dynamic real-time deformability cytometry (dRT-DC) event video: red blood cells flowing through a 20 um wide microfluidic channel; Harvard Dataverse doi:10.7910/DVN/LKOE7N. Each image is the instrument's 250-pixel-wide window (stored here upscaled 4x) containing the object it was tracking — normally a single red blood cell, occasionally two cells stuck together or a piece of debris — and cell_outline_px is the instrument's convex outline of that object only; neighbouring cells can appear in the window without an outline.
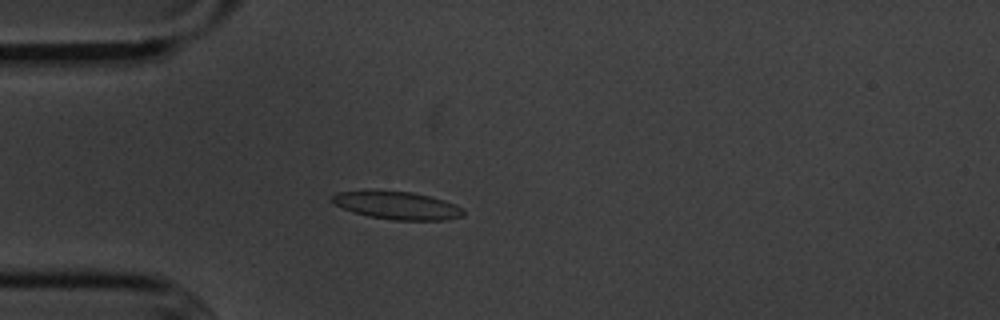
{"species": "common noctule bat (a hibernating species)", "species_latin": "Nyctalus noctula", "temperature_condition": "cold", "stored_images_in_passage": 56, "camera_frame_rate_fps": 3000, "um_per_image_px": 0.085, "animal": {"sex": "male", "body_mass_g": 20.1, "forearm_length_mm": 53.5}, "frame": {"image": 1, "passage_image": 16, "time_ms": 5.0, "image_size_px": [1000, 320], "cell_outline_px": [[464, 216], [444, 220], [392, 220], [368, 216], [352, 212], [328, 200], [332, 196], [340, 192], [412, 192], [444, 200], [456, 204], [464, 208]], "centroid_in_image_um": [33.82, 17.49], "position_along_channel_um": 51.2, "area_um2": 20.87}}
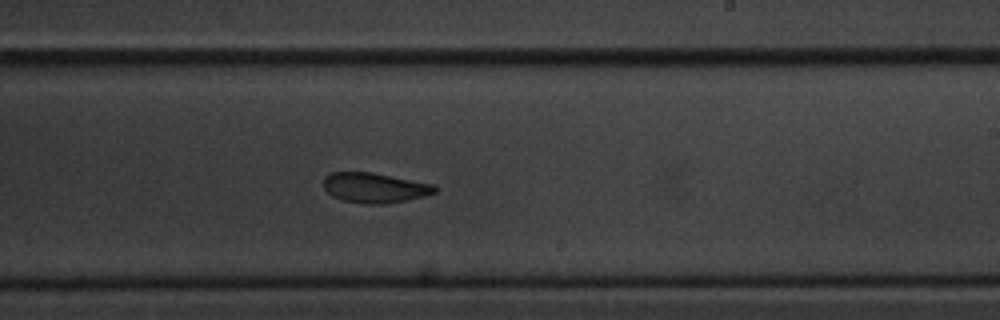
{"frame": {"image": 2, "passage_image": 34, "time_ms": 11.0, "image_size_px": [1000, 320], "cell_outline_px": [[436, 192], [424, 196], [404, 200], [380, 204], [364, 204], [340, 200], [332, 196], [324, 188], [324, 176], [328, 172], [372, 172], [432, 184], [436, 188]], "centroid_in_image_um": [31.78, 15.95], "position_along_channel_um": 257.2, "area_um2": 19.36}}
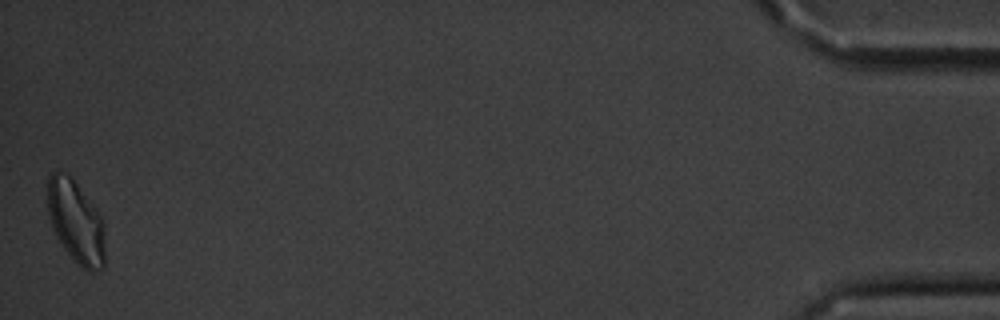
{"frame": {"image": 3, "passage_image": 56, "time_ms": 18.333, "image_size_px": [1000, 320], "cell_outline_px": [[104, 268], [92, 272], [88, 272], [76, 264], [72, 260], [60, 244], [52, 228], [48, 212], [48, 176], [52, 172], [68, 172], [72, 176], [96, 208], [104, 220]], "centroid_in_image_um": [6.46, 18.87], "position_along_channel_um": 428.7, "area_um2": 28.32}, "authors_computed_cell_mechanics": {"area_um2": 20.5479, "velocity_mm_per_s": 3.5817, "shape_relaxation_time_tau1_ms": 3.169, "shape_relaxation_time_tau2_ms": 1.8802, "deformation_change_tau1": 0.1112, "deformation_change_tau2": 0.0818}}